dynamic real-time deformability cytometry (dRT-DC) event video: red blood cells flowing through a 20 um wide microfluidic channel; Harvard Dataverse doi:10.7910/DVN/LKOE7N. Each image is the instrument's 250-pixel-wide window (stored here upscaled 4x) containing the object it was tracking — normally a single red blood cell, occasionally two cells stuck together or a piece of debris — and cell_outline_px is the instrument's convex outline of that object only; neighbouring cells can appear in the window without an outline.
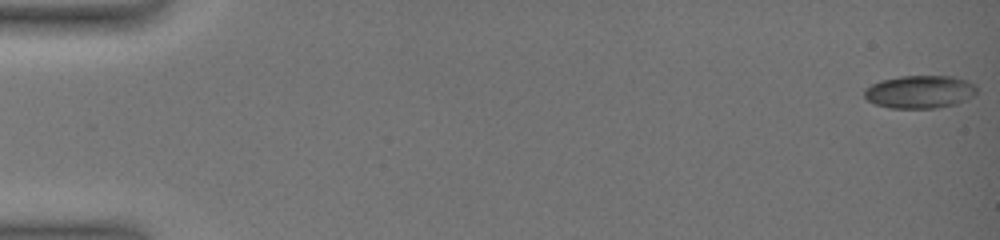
{"species": "common noctule bat (a hibernating species)", "species_latin": "Nyctalus noctula", "temperature_condition": "warm", "stored_images_in_passage": 14, "camera_frame_rate_fps": 3000, "um_per_image_px": 0.085, "animal": {"sex": "female", "body_mass_g": 19.0, "forearm_length_mm": 51.5}, "frame": {"image": 1, "passage_image": 1, "time_ms": 0.0, "image_size_px": [1000, 240], "cell_outline_px": [[976, 92], [964, 100], [956, 104], [932, 108], [892, 108], [876, 104], [868, 100], [864, 96], [864, 92], [872, 84], [880, 80], [900, 76], [956, 76], [968, 80], [976, 88]], "centroid_in_image_um": [78.18, 7.79], "position_along_channel_um": 6.8, "area_um2": 21.33}}
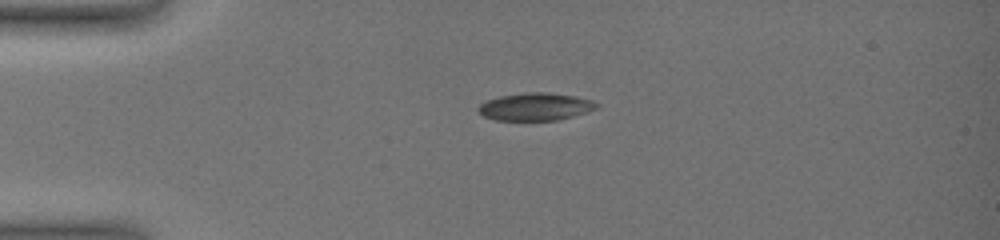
{"frame": {"image": 2, "passage_image": 10, "time_ms": 4.333, "image_size_px": [1000, 240], "cell_outline_px": [[600, 104], [596, 108], [572, 116], [556, 120], [496, 120], [484, 116], [476, 108], [480, 104], [488, 100], [500, 96], [524, 92], [548, 92], [572, 96], [592, 100]], "centroid_in_image_um": [45.48, 9.06], "position_along_channel_um": 39.5, "area_um2": 18.79}}
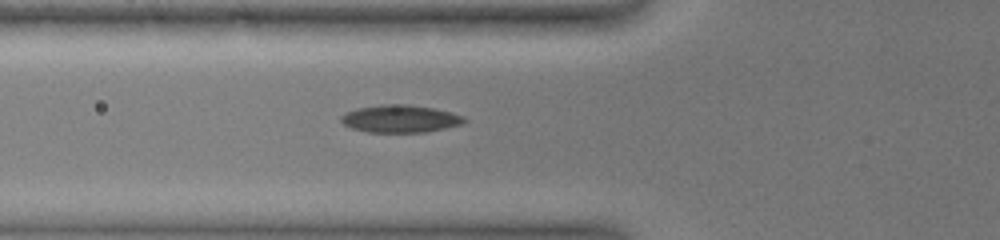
{"frame": {"image": 3, "passage_image": 14, "time_ms": 6.667, "image_size_px": [1000, 240], "cell_outline_px": [[468, 120], [464, 124], [424, 132], [368, 132], [352, 128], [344, 124], [340, 120], [340, 116], [356, 108], [380, 104], [408, 104], [432, 108], [452, 112], [464, 116]], "centroid_in_image_um": [34.04, 10.08], "position_along_channel_um": 91.8, "area_um2": 19.83}}